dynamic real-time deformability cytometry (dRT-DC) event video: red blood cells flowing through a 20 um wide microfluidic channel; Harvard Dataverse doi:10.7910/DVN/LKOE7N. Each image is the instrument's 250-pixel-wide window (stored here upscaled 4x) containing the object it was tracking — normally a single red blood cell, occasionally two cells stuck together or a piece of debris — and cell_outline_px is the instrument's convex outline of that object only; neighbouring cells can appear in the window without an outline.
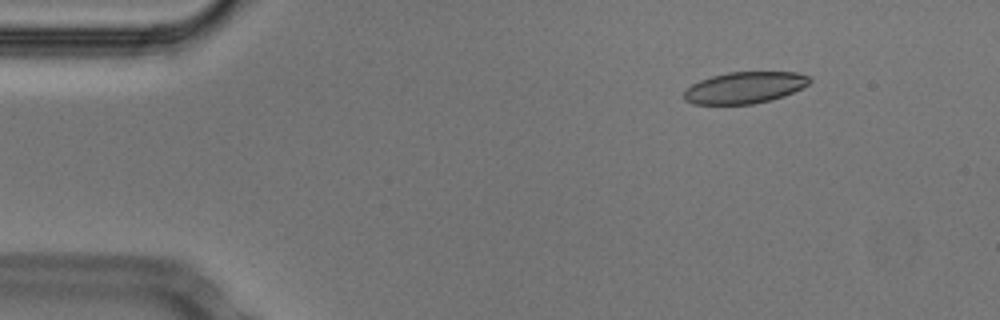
{"species": "Egyptian fruit bat (a non-hibernating species)", "species_latin": "Rousettus aegyptiacus", "temperature_condition": "cold", "stored_images_in_passage": 53, "camera_frame_rate_fps": 3000, "um_per_image_px": 0.085, "animal": {"sex": "male"}, "frame": {"image": 1, "passage_image": 7, "time_ms": 2.0, "image_size_px": [1000, 320], "cell_outline_px": [[812, 80], [808, 84], [784, 96], [772, 100], [752, 104], [692, 104], [684, 100], [684, 92], [692, 84], [700, 80], [712, 76], [728, 72], [796, 72], [808, 76]], "centroid_in_image_um": [63.29, 7.45], "position_along_channel_um": 21.7, "area_um2": 23.0}}
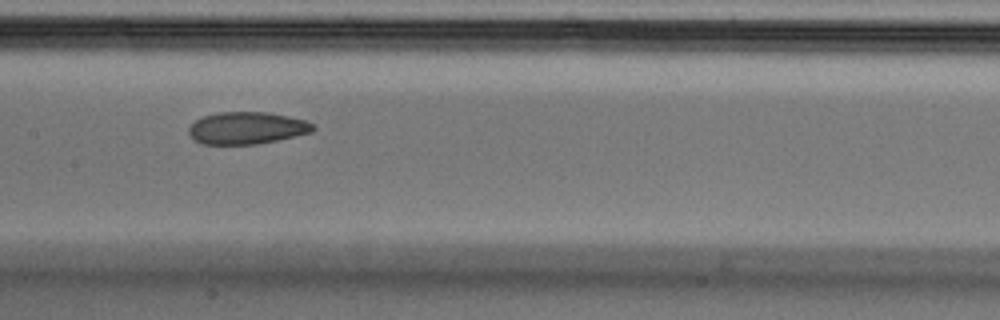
{"frame": {"image": 2, "passage_image": 26, "time_ms": 8.333, "image_size_px": [1000, 320], "cell_outline_px": [[316, 128], [312, 132], [276, 140], [256, 144], [204, 144], [196, 140], [188, 132], [188, 128], [196, 120], [204, 116], [220, 112], [264, 112], [288, 116], [304, 120], [316, 124]], "centroid_in_image_um": [21.01, 10.88], "position_along_channel_um": 186.4, "area_um2": 23.06}}
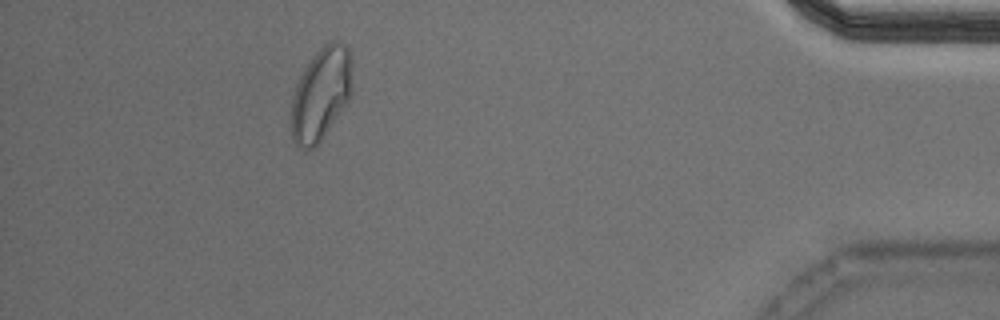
{"frame": {"image": 3, "passage_image": 48, "time_ms": 15.667, "image_size_px": [1000, 320], "cell_outline_px": [[352, 92], [348, 100], [324, 136], [312, 148], [304, 152], [296, 144], [292, 136], [292, 96], [296, 84], [304, 68], [312, 56], [324, 44], [332, 40], [340, 40], [348, 48], [352, 56]], "centroid_in_image_um": [27.3, 7.94], "position_along_channel_um": 407.9, "area_um2": 33.12}, "authors_computed_cell_mechanics": {"area_um2": 24.2182, "velocity_mm_per_s": 3.7476, "shape_relaxation_time_tau1_ms": null, "shape_relaxation_time_tau2_ms": 3.2452, "deformation_change_tau1": null, "deformation_change_tau2": 0.09}}